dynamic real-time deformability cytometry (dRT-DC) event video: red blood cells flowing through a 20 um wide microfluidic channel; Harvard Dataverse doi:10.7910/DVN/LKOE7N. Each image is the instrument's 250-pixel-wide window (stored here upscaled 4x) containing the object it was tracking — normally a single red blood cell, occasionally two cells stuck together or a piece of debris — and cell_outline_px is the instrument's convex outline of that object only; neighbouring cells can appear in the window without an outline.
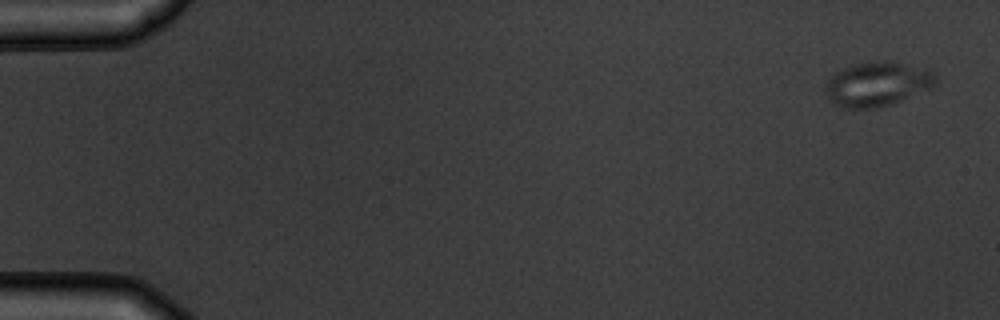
{"species": "common noctule bat (a hibernating species)", "species_latin": "Nyctalus noctula", "temperature_condition": "warm", "stored_images_in_passage": 5, "camera_frame_rate_fps": 3000, "um_per_image_px": 0.085, "animal": {"sex": "male", "body_mass_g": 19.5, "forearm_length_mm": 54.6}, "frame": {"image": 1, "passage_image": 1, "time_ms": 0.0, "image_size_px": [1000, 320], "cell_outline_px": [[936, 84], [928, 88], [892, 104], [876, 108], [844, 108], [832, 104], [824, 88], [832, 72], [852, 64], [868, 60], [892, 60], [932, 68], [936, 72]], "centroid_in_image_um": [74.57, 7.09], "position_along_channel_um": 10.4, "area_um2": 29.36}}